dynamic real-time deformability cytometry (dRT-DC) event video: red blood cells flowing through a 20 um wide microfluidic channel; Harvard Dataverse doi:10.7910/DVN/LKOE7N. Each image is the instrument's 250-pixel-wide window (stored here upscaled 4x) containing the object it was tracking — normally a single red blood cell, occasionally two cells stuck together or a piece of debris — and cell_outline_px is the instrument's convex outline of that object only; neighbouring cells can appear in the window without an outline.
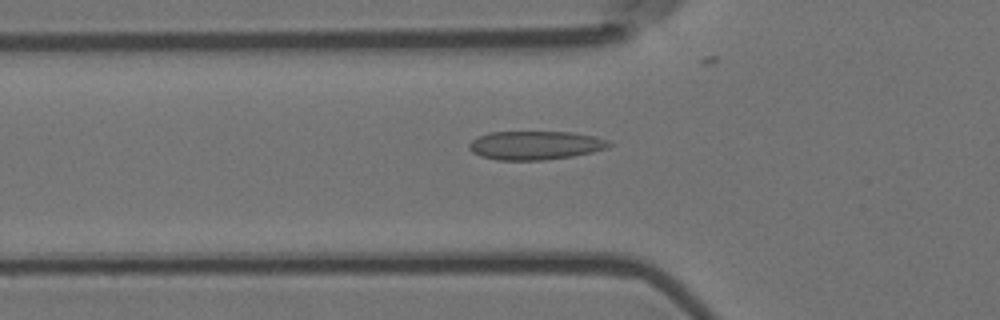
{"species": "Egyptian fruit bat (a non-hibernating species)", "species_latin": "Rousettus aegyptiacus", "temperature_condition": "room temperature", "stored_images_in_passage": 52, "camera_frame_rate_fps": 3000, "um_per_image_px": 0.085, "animal": {"sex": "female"}, "frame": {"image": 1, "passage_image": 19, "time_ms": 6.0, "image_size_px": [1000, 320], "cell_outline_px": [[612, 144], [608, 148], [592, 152], [572, 156], [544, 160], [496, 160], [480, 156], [472, 152], [468, 148], [468, 144], [472, 140], [488, 132], [572, 132], [596, 136], [608, 140]], "centroid_in_image_um": [45.5, 12.35], "position_along_channel_um": 80.3, "area_um2": 23.52}}
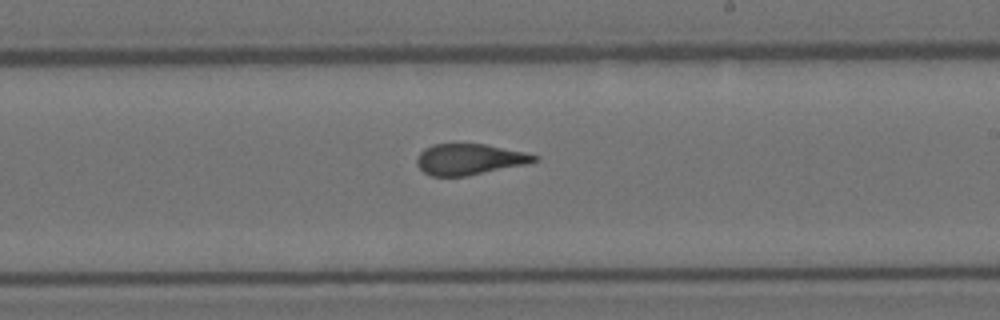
{"frame": {"image": 2, "passage_image": 33, "time_ms": 10.667, "image_size_px": [1000, 320], "cell_outline_px": [[540, 160], [524, 164], [464, 176], [432, 176], [424, 172], [416, 164], [416, 156], [424, 148], [432, 144], [484, 144], [524, 152], [540, 156]], "centroid_in_image_um": [39.86, 13.53], "position_along_channel_um": 249.1, "area_um2": 20.98}}
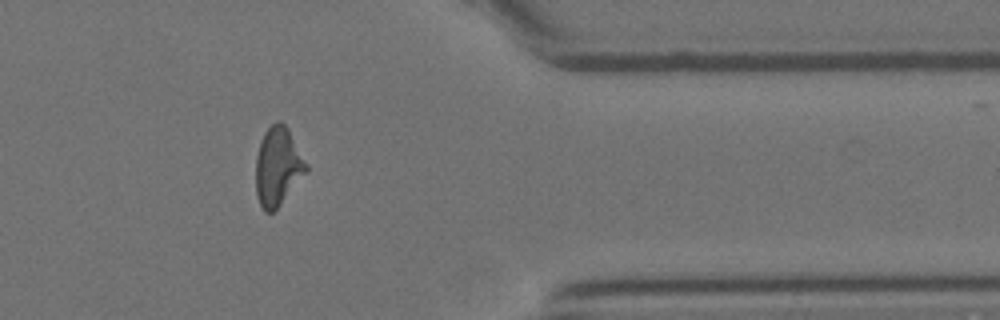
{"frame": {"image": 3, "passage_image": 46, "time_ms": 15.0, "image_size_px": [1000, 320], "cell_outline_px": [[308, 168], [276, 208], [272, 212], [264, 212], [256, 196], [256, 156], [260, 140], [264, 132], [276, 120], [280, 120], [288, 128], [308, 164]], "centroid_in_image_um": [23.59, 14.1], "position_along_channel_um": 387.8, "area_um2": 22.72}, "authors_computed_cell_mechanics": {"area_um2": 22.6576, "velocity_mm_per_s": 3.5994, "shape_relaxation_time_tau1_ms": 9.7372, "shape_relaxation_time_tau2_ms": 1.2146, "deformation_change_tau1": 0.2134, "deformation_change_tau2": 0.0737}}